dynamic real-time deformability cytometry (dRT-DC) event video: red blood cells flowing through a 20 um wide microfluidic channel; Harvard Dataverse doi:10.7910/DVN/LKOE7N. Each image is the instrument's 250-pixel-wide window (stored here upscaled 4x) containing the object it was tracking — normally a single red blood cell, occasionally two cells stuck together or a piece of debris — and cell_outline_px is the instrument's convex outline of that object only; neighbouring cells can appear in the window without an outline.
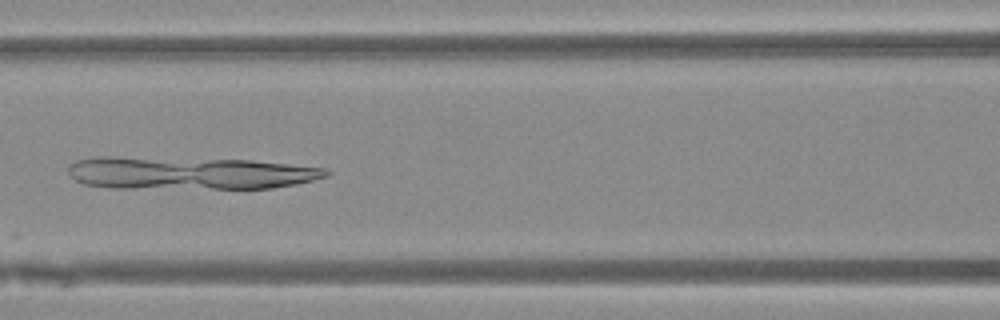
{"species": "Egyptian fruit bat (a non-hibernating species)", "species_latin": "Rousettus aegyptiacus", "temperature_condition": "warm", "stored_images_in_passage": 17, "camera_frame_rate_fps": 3000, "um_per_image_px": 0.085, "animal": {"sex": "female"}, "frame": {"image": 1, "passage_image": 10, "time_ms": 3.0, "image_size_px": [1000, 320], "cell_outline_px": [[332, 172], [328, 176], [296, 184], [272, 188], [112, 188], [84, 184], [76, 180], [68, 172], [68, 168], [76, 160], [96, 156], [112, 156], [252, 160], [324, 168]], "centroid_in_image_um": [16.08, 14.7], "position_along_channel_um": 150.5, "area_um2": 49.25}}